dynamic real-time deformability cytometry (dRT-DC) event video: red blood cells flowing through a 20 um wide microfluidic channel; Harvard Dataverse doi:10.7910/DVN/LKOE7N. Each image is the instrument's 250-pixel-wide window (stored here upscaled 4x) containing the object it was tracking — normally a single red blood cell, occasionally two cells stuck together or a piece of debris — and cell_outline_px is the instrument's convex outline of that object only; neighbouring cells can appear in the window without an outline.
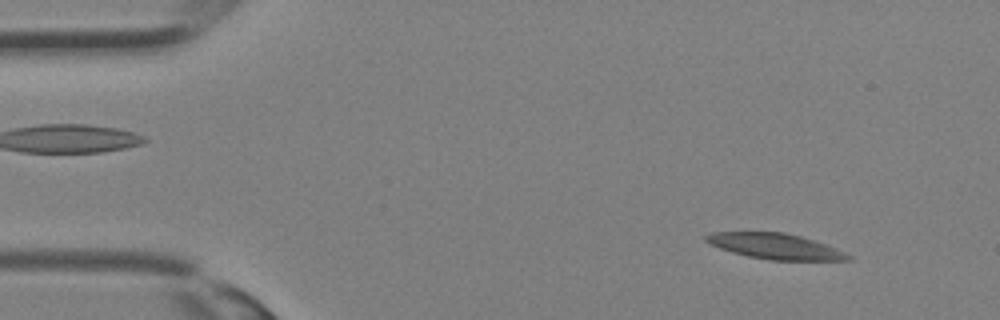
{"species": "Egyptian fruit bat (a non-hibernating species)", "species_latin": "Rousettus aegyptiacus", "temperature_condition": "room temperature", "stored_images_in_passage": 34, "segment_of_instrument_passage": [1, 2], "camera_frame_rate_fps": 3000, "um_per_image_px": 0.085, "animal": {"sex": "female"}, "frame": {"image": 1, "passage_image": 3, "time_ms": 0.667, "image_size_px": [1000, 320], "cell_outline_px": [[852, 260], [768, 260], [748, 256], [732, 252], [720, 248], [704, 240], [704, 236], [712, 232], [784, 232], [800, 236], [836, 248], [852, 256]], "centroid_in_image_um": [65.89, 20.93], "position_along_channel_um": 19.1, "area_um2": 20.98}}
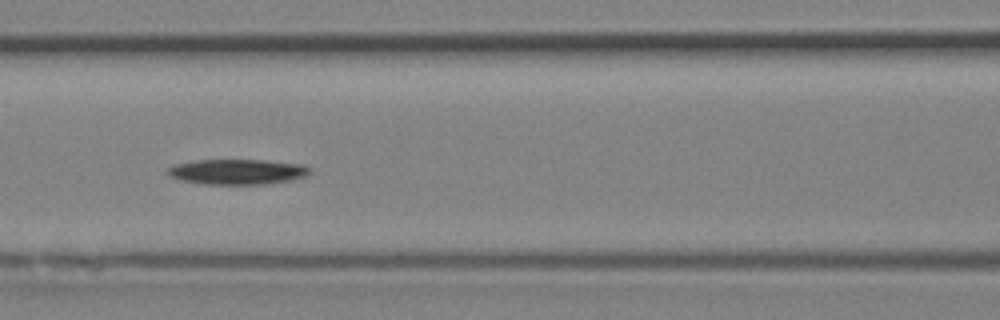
{"frame": {"image": 2, "passage_image": 14, "time_ms": 4.333, "image_size_px": [1000, 320], "cell_outline_px": [[312, 172], [308, 176], [292, 180], [268, 184], [200, 184], [180, 180], [172, 176], [168, 172], [168, 168], [176, 164], [196, 160], [264, 160], [304, 164]], "centroid_in_image_um": [20.24, 14.6], "position_along_channel_um": 146.4, "area_um2": 21.04}}
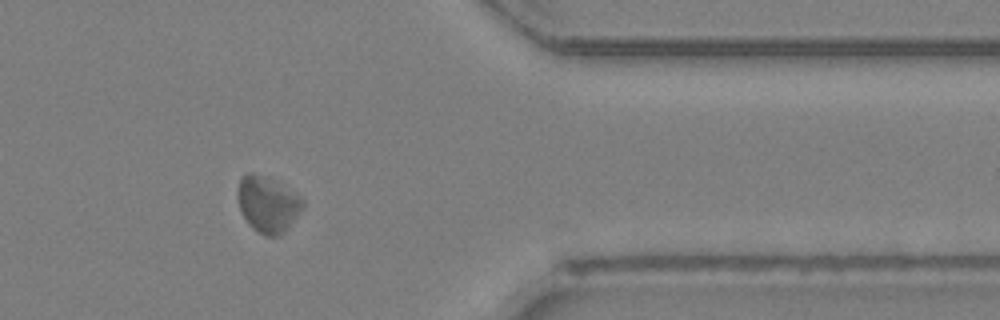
{"frame": {"image": 3, "passage_image": 27, "time_ms": 8.667, "image_size_px": [1000, 320], "cell_outline_px": [[304, 204], [300, 212], [288, 228], [280, 236], [264, 236], [252, 228], [248, 224], [240, 208], [236, 196], [236, 188], [240, 176], [244, 172], [252, 172], [300, 196], [304, 200]], "centroid_in_image_um": [22.7, 17.39], "position_along_channel_um": 388.7, "area_um2": 20.98}}